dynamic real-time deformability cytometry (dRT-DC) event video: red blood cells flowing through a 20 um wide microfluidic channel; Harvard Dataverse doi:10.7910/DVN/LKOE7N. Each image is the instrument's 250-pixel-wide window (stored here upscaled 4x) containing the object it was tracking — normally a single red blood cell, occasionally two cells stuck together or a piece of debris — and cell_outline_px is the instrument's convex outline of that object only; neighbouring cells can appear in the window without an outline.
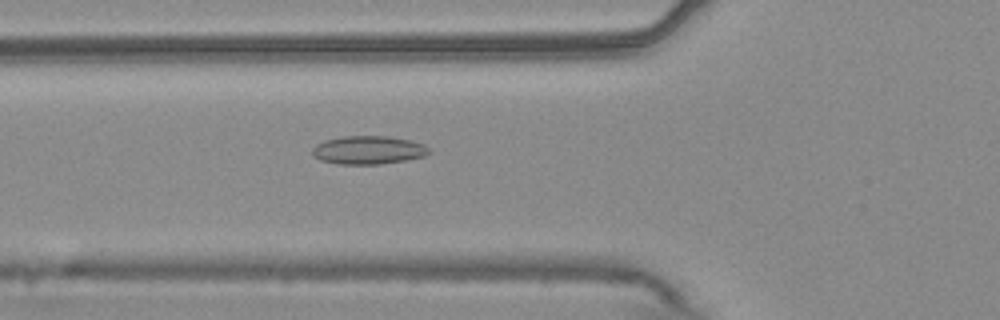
{"species": "common noctule bat (a hibernating species)", "species_latin": "Nyctalus noctula", "temperature_condition": "warm", "stored_images_in_passage": 54, "camera_frame_rate_fps": 3000, "um_per_image_px": 0.085, "animal": {"sex": "male", "body_mass_g": 20.4}, "frame": {"image": 1, "passage_image": 20, "time_ms": 6.333, "image_size_px": [1000, 320], "cell_outline_px": [[432, 152], [424, 156], [404, 160], [380, 164], [340, 164], [320, 160], [312, 156], [312, 148], [316, 144], [324, 140], [344, 136], [388, 136], [412, 140], [424, 144]], "centroid_in_image_um": [31.3, 12.75], "position_along_channel_um": 94.5, "area_um2": 19.36}}
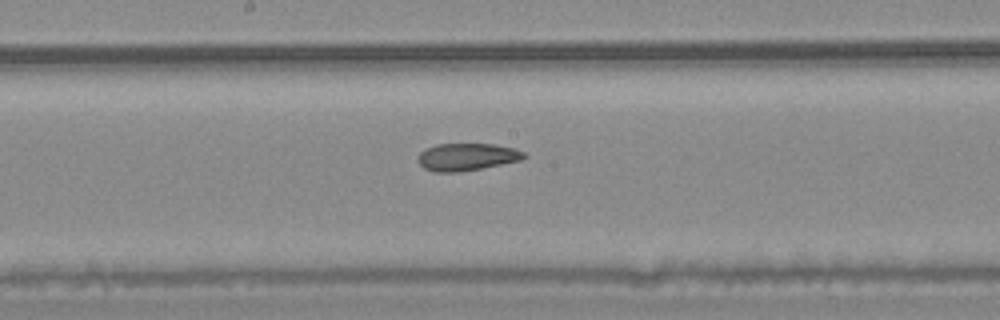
{"frame": {"image": 2, "passage_image": 29, "time_ms": 9.333, "image_size_px": [1000, 320], "cell_outline_px": [[528, 156], [520, 160], [460, 172], [432, 172], [424, 168], [416, 160], [416, 156], [424, 148], [436, 144], [492, 144], [516, 148], [524, 152]], "centroid_in_image_um": [39.63, 13.33], "position_along_channel_um": 208.6, "area_um2": 17.05}}
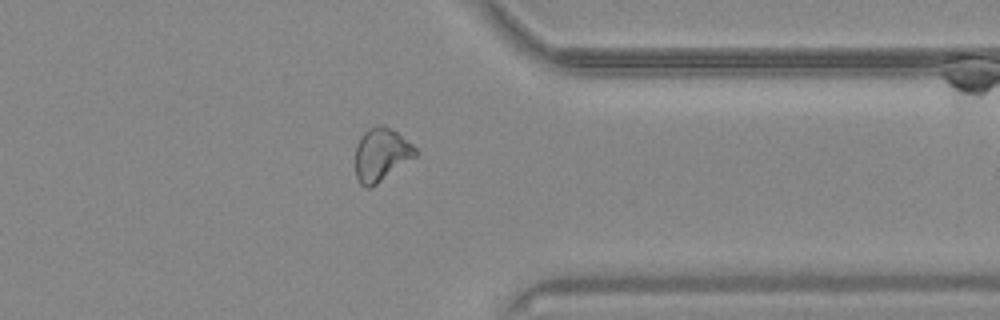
{"frame": {"image": 3, "passage_image": 43, "time_ms": 14.0, "image_size_px": [1000, 320], "cell_outline_px": [[416, 156], [376, 184], [368, 188], [364, 188], [360, 184], [356, 176], [356, 144], [360, 136], [368, 128], [376, 124], [380, 124], [396, 132], [412, 144], [416, 148]], "centroid_in_image_um": [32.37, 13.13], "position_along_channel_um": 379.0, "area_um2": 18.38}, "authors_computed_cell_mechanics": {"area_um2": 19.3052, "velocity_mm_per_s": 3.7791, "shape_relaxation_time_tau1_ms": null, "shape_relaxation_time_tau2_ms": 2.9689, "deformation_change_tau1": null, "deformation_change_tau2": 0.0952}}